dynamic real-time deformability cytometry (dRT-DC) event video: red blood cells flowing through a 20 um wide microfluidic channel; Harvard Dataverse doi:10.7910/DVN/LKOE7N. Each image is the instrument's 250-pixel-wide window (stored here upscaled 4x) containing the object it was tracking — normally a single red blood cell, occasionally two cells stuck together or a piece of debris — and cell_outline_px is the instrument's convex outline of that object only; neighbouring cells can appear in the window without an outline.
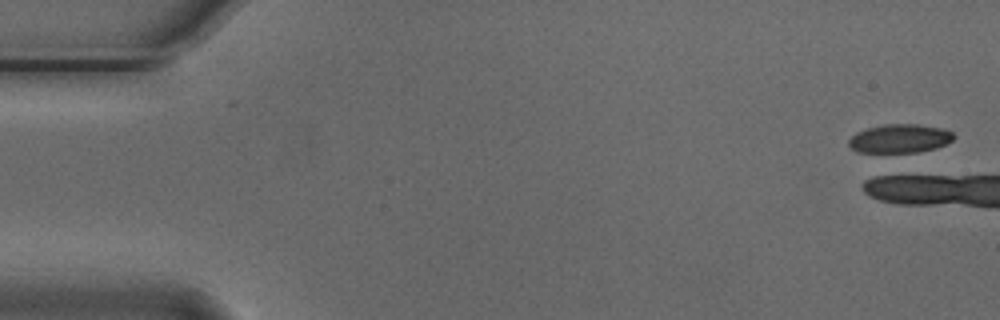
{"species": "Egyptian fruit bat (a non-hibernating species)", "species_latin": "Rousettus aegyptiacus", "temperature_condition": "cold", "stored_images_in_passage": 2, "camera_frame_rate_fps": 3000, "um_per_image_px": 0.085, "animal": {"sex": "male"}, "frame": {"image": 1, "passage_image": 1, "time_ms": 0.0, "image_size_px": [1000, 320], "cell_outline_px": [[956, 136], [952, 140], [936, 148], [916, 152], [856, 152], [848, 144], [848, 140], [856, 132], [868, 128], [884, 124], [916, 124], [940, 128], [952, 132]], "centroid_in_image_um": [76.46, 11.77], "position_along_channel_um": 8.5, "area_um2": 17.4}}